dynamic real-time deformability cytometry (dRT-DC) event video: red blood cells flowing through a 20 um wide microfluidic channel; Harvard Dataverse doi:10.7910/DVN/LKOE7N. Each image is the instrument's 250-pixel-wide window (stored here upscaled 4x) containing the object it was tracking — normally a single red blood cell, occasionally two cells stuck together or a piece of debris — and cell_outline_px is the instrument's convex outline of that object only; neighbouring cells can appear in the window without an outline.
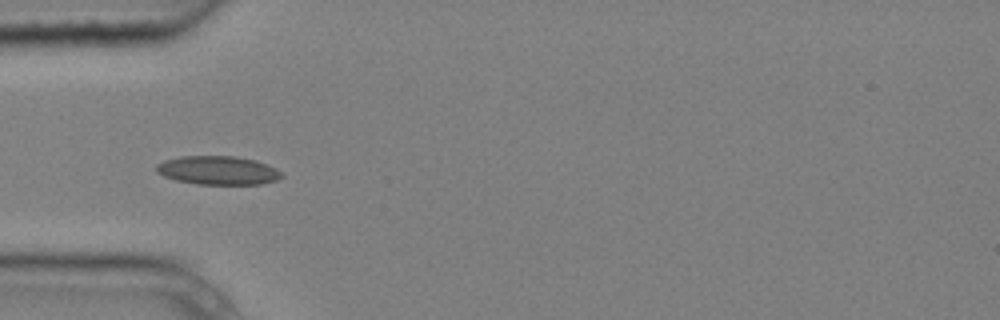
{"species": "common noctule bat (a hibernating species)", "species_latin": "Nyctalus noctula", "temperature_condition": "cold", "stored_images_in_passage": 5, "camera_frame_rate_fps": 3000, "um_per_image_px": 0.085, "animal": {"sex": "male", "body_mass_g": 20.4}, "frame": {"image": 1, "passage_image": 3, "time_ms": 0.667, "image_size_px": [1000, 320], "cell_outline_px": [[284, 176], [276, 180], [260, 184], [196, 184], [176, 180], [164, 176], [156, 172], [156, 164], [164, 160], [180, 156], [232, 156], [256, 160], [276, 168]], "centroid_in_image_um": [18.5, 14.48], "position_along_channel_um": 66.5, "area_um2": 20.92}}
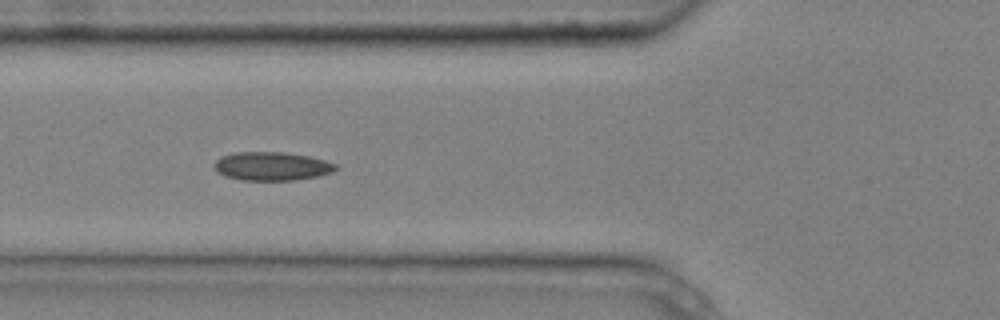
{"frame": {"image": 2, "passage_image": 4, "time_ms": 1.0, "image_size_px": [1000, 320], "cell_outline_px": [[336, 168], [332, 172], [316, 176], [292, 180], [240, 180], [224, 176], [216, 172], [212, 168], [212, 164], [220, 156], [236, 152], [284, 152], [308, 156], [324, 160], [336, 164]], "centroid_in_image_um": [23.01, 14.12], "position_along_channel_um": 102.8, "area_um2": 20.29}}
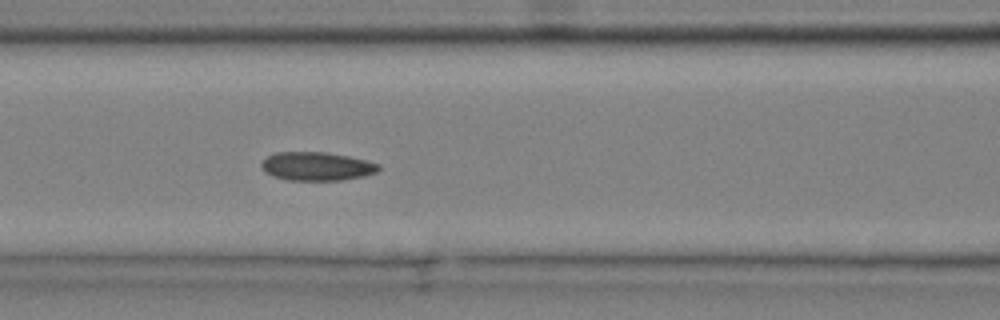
{"frame": {"image": 3, "passage_image": 5, "time_ms": 1.333, "image_size_px": [1000, 320], "cell_outline_px": [[380, 168], [376, 172], [364, 176], [340, 180], [288, 180], [272, 176], [264, 172], [260, 168], [260, 164], [268, 156], [276, 152], [328, 152], [348, 156], [380, 164]], "centroid_in_image_um": [26.89, 14.13], "position_along_channel_um": 139.7, "area_um2": 19.54}}